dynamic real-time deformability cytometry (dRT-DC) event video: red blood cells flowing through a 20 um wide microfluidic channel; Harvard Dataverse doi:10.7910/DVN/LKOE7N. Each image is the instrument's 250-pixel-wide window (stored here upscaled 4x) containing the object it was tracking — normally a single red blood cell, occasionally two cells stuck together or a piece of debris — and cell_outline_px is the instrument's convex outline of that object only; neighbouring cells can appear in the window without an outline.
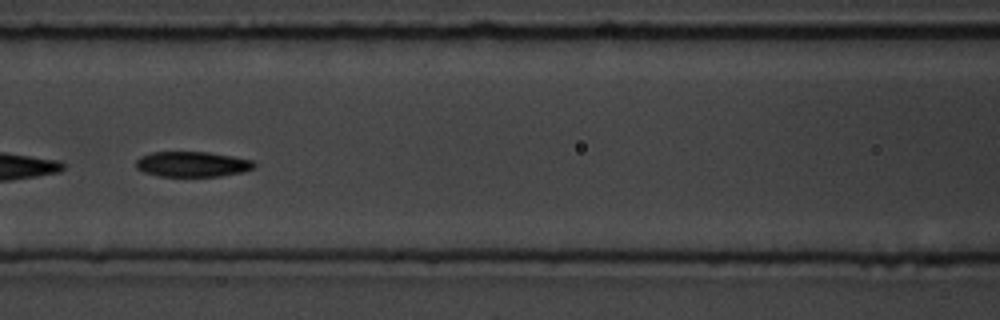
{"species": "common noctule bat (a hibernating species)", "species_latin": "Nyctalus noctula", "temperature_condition": "room temperature", "stored_images_in_passage": 35, "camera_frame_rate_fps": 3000, "um_per_image_px": 0.085, "animal": {"sex": "male", "body_mass_g": 19.5, "forearm_length_mm": 54.6}, "frame": {"image": 1, "passage_image": 14, "time_ms": 4.333, "image_size_px": [1000, 320], "cell_outline_px": [[256, 164], [252, 168], [244, 172], [220, 176], [160, 176], [144, 172], [136, 168], [136, 160], [140, 156], [152, 152], [208, 152], [256, 160]], "centroid_in_image_um": [16.37, 13.95], "position_along_channel_um": 150.2, "area_um2": 17.51}}
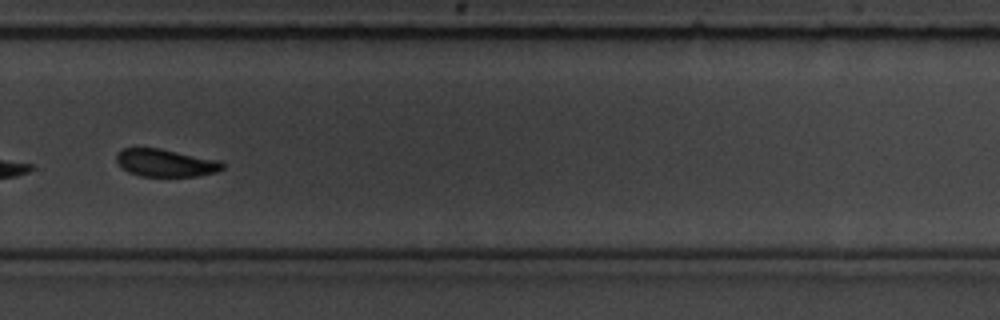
{"frame": {"image": 2, "passage_image": 28, "time_ms": 9.0, "image_size_px": [1000, 320], "cell_outline_px": [[224, 168], [216, 172], [196, 176], [140, 176], [128, 172], [116, 160], [116, 156], [124, 148], [160, 148], [220, 160], [224, 164]], "centroid_in_image_um": [14.11, 13.84], "position_along_channel_um": 315.7, "area_um2": 16.94}, "authors_computed_cell_mechanics": {"area_um2": 18.0914, "velocity_mm_per_s": 3.5525, "shape_relaxation_time_tau1_ms": null, "shape_relaxation_time_tau2_ms": 7.8473, "deformation_change_tau1": null, "deformation_change_tau2": 0.1085}}